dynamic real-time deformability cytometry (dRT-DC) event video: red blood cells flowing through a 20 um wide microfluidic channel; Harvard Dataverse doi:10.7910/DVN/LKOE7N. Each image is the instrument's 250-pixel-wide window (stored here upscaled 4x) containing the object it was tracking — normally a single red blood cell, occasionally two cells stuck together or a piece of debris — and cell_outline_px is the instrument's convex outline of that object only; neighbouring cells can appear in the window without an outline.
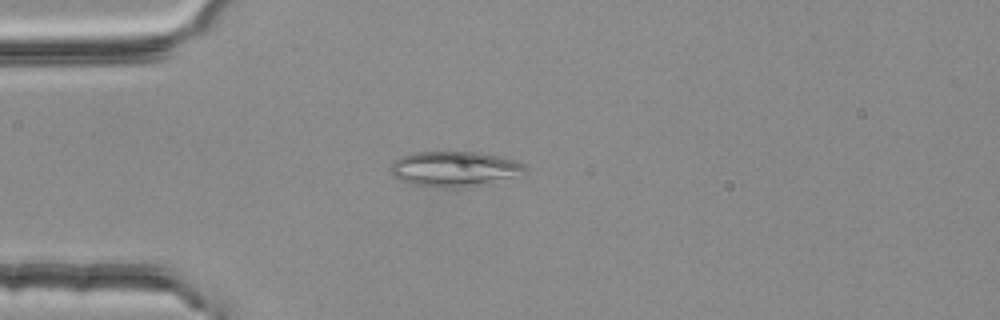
{"species": "common noctule bat (a hibernating species)", "species_latin": "Nyctalus noctula", "temperature_condition": "room temperature", "stored_images_in_passage": 1, "camera_frame_rate_fps": 3000, "um_per_image_px": 0.085, "animal": {"sex": "female", "body_mass_g": 25.1}, "frame": {"image": 1, "passage_image": 1, "time_ms": 0.0, "image_size_px": [1000, 320], "cell_outline_px": [[524, 168], [512, 176], [456, 188], [452, 188], [416, 184], [400, 180], [392, 176], [388, 168], [400, 156], [416, 152], [480, 152], [500, 156], [524, 164]], "centroid_in_image_um": [38.48, 14.32], "position_along_channel_um": 46.5, "area_um2": 26.53}}